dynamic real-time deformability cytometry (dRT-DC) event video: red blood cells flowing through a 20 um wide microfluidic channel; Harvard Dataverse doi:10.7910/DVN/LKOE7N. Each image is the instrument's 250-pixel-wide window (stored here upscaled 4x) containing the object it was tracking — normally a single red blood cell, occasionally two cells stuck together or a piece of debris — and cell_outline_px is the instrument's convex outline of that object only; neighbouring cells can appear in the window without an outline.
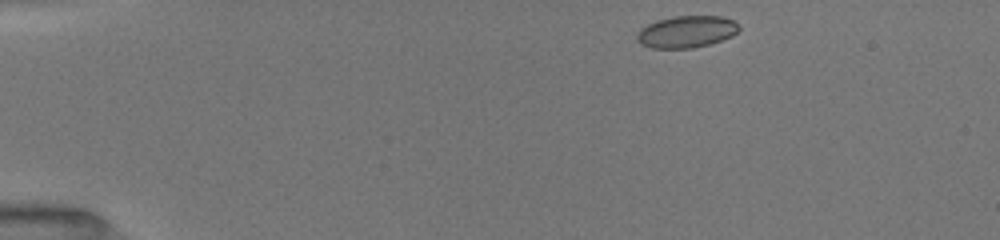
{"species": "common noctule bat (a hibernating species)", "species_latin": "Nyctalus noctula", "temperature_condition": "room temperature", "stored_images_in_passage": 28, "camera_frame_rate_fps": 3000, "um_per_image_px": 0.085, "animal": {"sex": "female", "body_mass_g": 19.5, "forearm_length_mm": 54.1}, "frame": {"image": 1, "passage_image": 1, "time_ms": 0.0, "image_size_px": [1000, 240], "cell_outline_px": [[740, 28], [732, 36], [708, 44], [692, 48], [652, 48], [640, 44], [636, 40], [636, 36], [640, 28], [656, 20], [672, 16], [720, 16], [732, 20]], "centroid_in_image_um": [58.3, 2.69], "position_along_channel_um": 26.7, "area_um2": 18.9}}
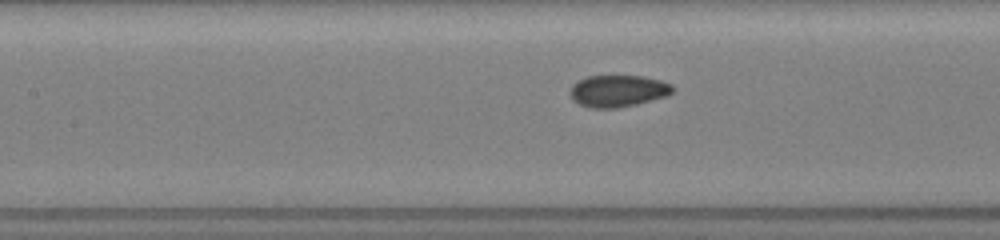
{"frame": {"image": 2, "passage_image": 18, "time_ms": 5.333, "image_size_px": [1000, 240], "cell_outline_px": [[676, 88], [668, 96], [620, 108], [592, 108], [580, 104], [572, 100], [568, 92], [572, 84], [576, 80], [588, 76], [644, 76], [660, 80], [672, 84]], "centroid_in_image_um": [52.52, 7.73], "position_along_channel_um": 154.9, "area_um2": 19.36}}
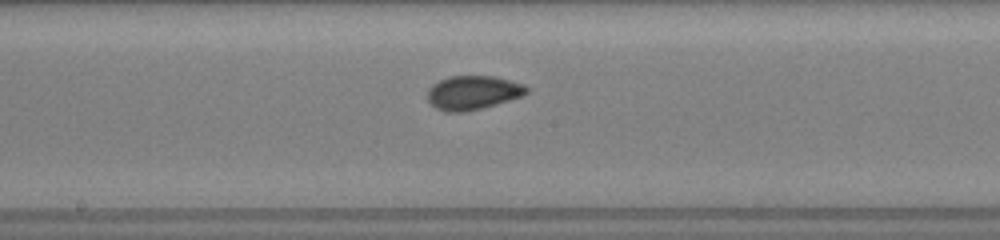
{"frame": {"image": 3, "passage_image": 22, "time_ms": 6.667, "image_size_px": [1000, 240], "cell_outline_px": [[528, 92], [524, 96], [496, 104], [464, 112], [444, 112], [436, 108], [428, 100], [428, 88], [432, 84], [448, 76], [492, 76], [524, 84], [528, 88]], "centroid_in_image_um": [40.19, 7.87], "position_along_channel_um": 208.0, "area_um2": 19.59}}